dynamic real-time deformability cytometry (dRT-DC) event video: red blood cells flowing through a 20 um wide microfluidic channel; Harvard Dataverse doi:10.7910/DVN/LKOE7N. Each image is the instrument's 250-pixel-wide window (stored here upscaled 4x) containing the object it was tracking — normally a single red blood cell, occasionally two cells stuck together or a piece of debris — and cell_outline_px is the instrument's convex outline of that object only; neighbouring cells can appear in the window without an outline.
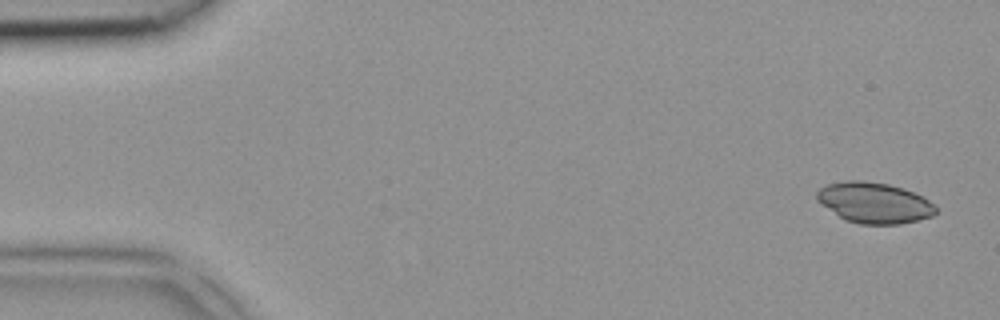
{"species": "common noctule bat (a hibernating species)", "species_latin": "Nyctalus noctula", "temperature_condition": "room temperature", "stored_images_in_passage": 5, "camera_frame_rate_fps": 3000, "um_per_image_px": 0.085, "animal": {"sex": "female", "body_mass_g": 18.4}, "frame": {"image": 1, "passage_image": 1, "time_ms": 0.0, "image_size_px": [1000, 320], "cell_outline_px": [[936, 212], [932, 216], [900, 224], [860, 224], [844, 220], [816, 200], [816, 192], [820, 188], [828, 184], [844, 180], [860, 180], [888, 184], [904, 188], [924, 196], [936, 208]], "centroid_in_image_um": [74.29, 17.23], "position_along_channel_um": 10.7, "area_um2": 28.26}}